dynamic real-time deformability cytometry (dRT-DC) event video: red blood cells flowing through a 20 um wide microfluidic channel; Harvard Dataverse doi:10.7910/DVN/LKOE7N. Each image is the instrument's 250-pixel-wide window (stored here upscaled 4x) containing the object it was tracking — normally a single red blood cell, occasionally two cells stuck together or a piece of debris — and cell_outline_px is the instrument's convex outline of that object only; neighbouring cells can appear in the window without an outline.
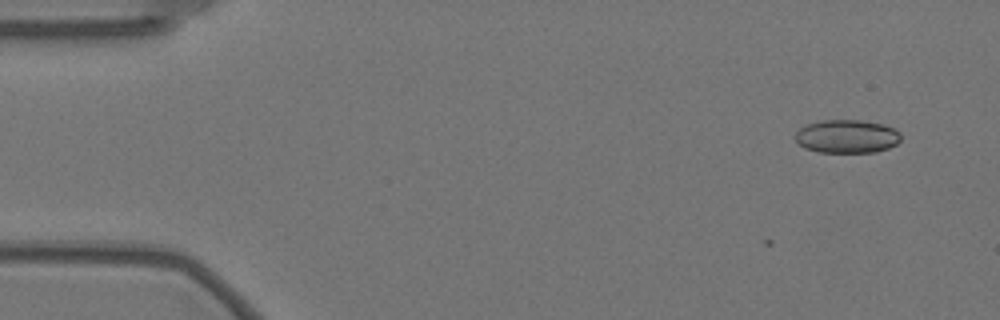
{"species": "Egyptian fruit bat (a non-hibernating species)", "species_latin": "Rousettus aegyptiacus", "temperature_condition": "warm", "stored_images_in_passage": 6, "camera_frame_rate_fps": 3000, "um_per_image_px": 0.085, "animal": {"sex": "female"}, "frame": {"image": 1, "passage_image": 1, "time_ms": 0.0, "image_size_px": [1000, 320], "cell_outline_px": [[900, 140], [896, 144], [888, 148], [876, 152], [820, 152], [804, 148], [796, 140], [796, 132], [800, 128], [808, 124], [824, 120], [860, 120], [884, 124], [900, 132]], "centroid_in_image_um": [72.0, 11.59], "position_along_channel_um": 13.0, "area_um2": 20.4}}